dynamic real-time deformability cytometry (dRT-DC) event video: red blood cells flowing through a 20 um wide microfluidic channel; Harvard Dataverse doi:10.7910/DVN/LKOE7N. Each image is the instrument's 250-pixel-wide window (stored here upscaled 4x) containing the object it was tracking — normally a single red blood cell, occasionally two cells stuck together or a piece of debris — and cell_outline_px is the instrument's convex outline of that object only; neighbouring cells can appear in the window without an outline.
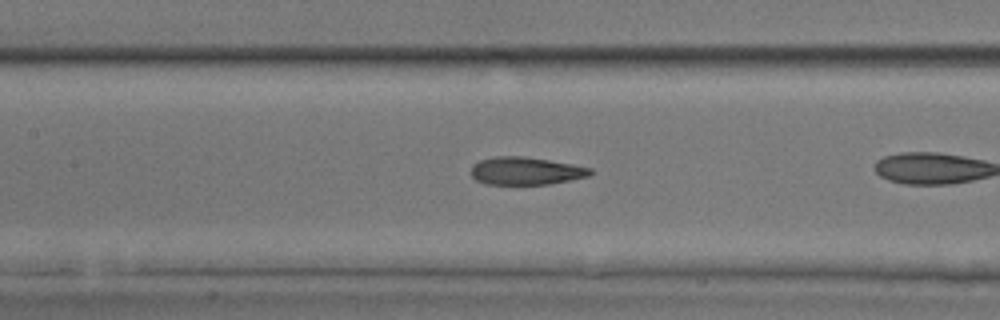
{"species": "common noctule bat (a hibernating species)", "species_latin": "Nyctalus noctula", "temperature_condition": "room temperature", "stored_images_in_passage": 39, "camera_frame_rate_fps": 3000, "um_per_image_px": 0.085, "animal": {"sex": "male", "body_mass_g": 17.9, "forearm_length_mm": 54.2}, "frame": {"image": 1, "passage_image": 23, "time_ms": 7.333, "image_size_px": [1000, 320], "cell_outline_px": [[596, 172], [588, 176], [548, 184], [484, 184], [476, 180], [472, 176], [472, 164], [480, 160], [496, 156], [524, 156], [572, 164], [592, 168]], "centroid_in_image_um": [44.69, 14.52], "position_along_channel_um": 162.7, "area_um2": 19.25}}